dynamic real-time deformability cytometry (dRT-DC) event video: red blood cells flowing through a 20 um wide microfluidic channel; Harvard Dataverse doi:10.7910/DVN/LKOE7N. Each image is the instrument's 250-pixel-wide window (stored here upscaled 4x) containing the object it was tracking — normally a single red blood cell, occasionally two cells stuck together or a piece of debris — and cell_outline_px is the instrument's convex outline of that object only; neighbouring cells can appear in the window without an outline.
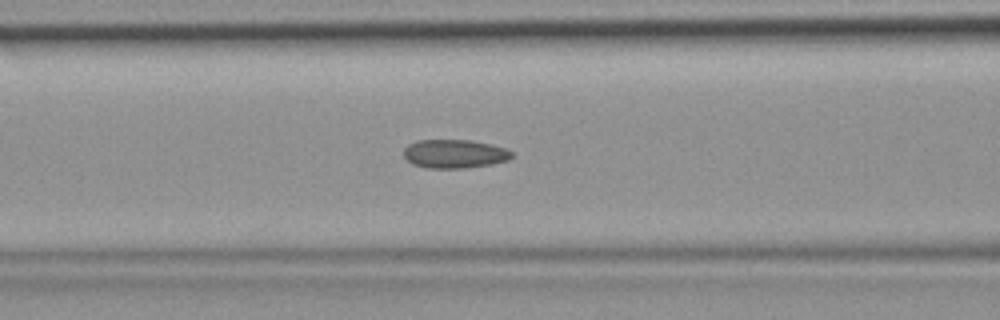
{"species": "common noctule bat (a hibernating species)", "species_latin": "Nyctalus noctula", "temperature_condition": "room temperature", "stored_images_in_passage": 38, "segment_of_instrument_passage": [1, 2], "camera_frame_rate_fps": 3000, "um_per_image_px": 0.085, "animal": {"sex": "female", "body_mass_g": 19.9}, "frame": {"image": 1, "passage_image": 10, "time_ms": 3.0, "image_size_px": [1000, 320], "cell_outline_px": [[512, 156], [508, 160], [492, 164], [464, 168], [428, 168], [412, 164], [404, 156], [404, 148], [408, 144], [416, 140], [472, 140], [492, 144], [504, 148], [512, 152]], "centroid_in_image_um": [38.62, 13.07], "position_along_channel_um": 128.0, "area_um2": 18.09}}
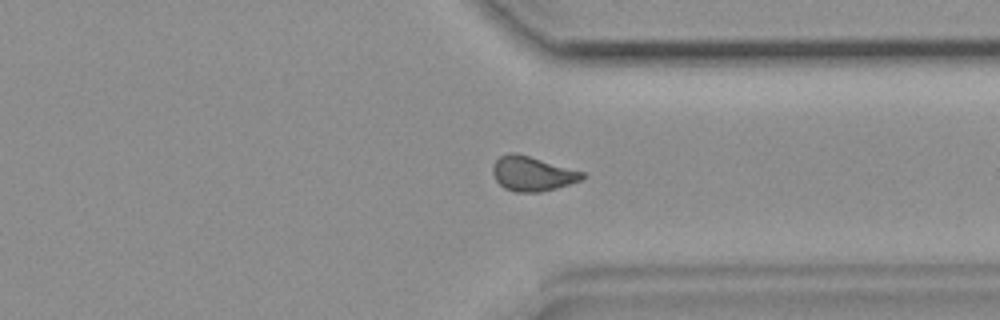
{"frame": {"image": 2, "passage_image": 26, "time_ms": 8.333, "image_size_px": [1000, 320], "cell_outline_px": [[588, 176], [580, 180], [556, 188], [540, 192], [516, 192], [504, 188], [496, 180], [492, 172], [492, 168], [496, 160], [500, 156], [508, 152], [516, 152], [584, 172]], "centroid_in_image_um": [45.24, 14.75], "position_along_channel_um": 366.2, "area_um2": 18.03}}
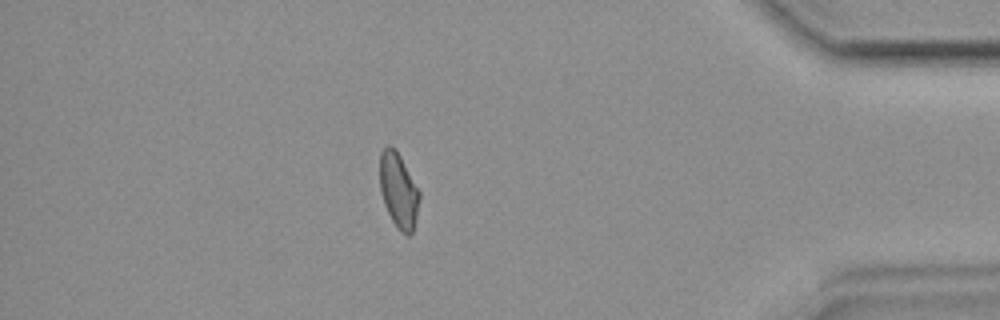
{"frame": {"image": 3, "passage_image": 31, "time_ms": 10.0, "image_size_px": [1000, 320], "cell_outline_px": [[420, 196], [416, 216], [412, 232], [408, 236], [400, 232], [396, 228], [384, 204], [380, 192], [380, 152], [388, 144], [392, 144], [396, 148], [420, 192]], "centroid_in_image_um": [33.86, 16.16], "position_along_channel_um": 401.3, "area_um2": 17.4}}